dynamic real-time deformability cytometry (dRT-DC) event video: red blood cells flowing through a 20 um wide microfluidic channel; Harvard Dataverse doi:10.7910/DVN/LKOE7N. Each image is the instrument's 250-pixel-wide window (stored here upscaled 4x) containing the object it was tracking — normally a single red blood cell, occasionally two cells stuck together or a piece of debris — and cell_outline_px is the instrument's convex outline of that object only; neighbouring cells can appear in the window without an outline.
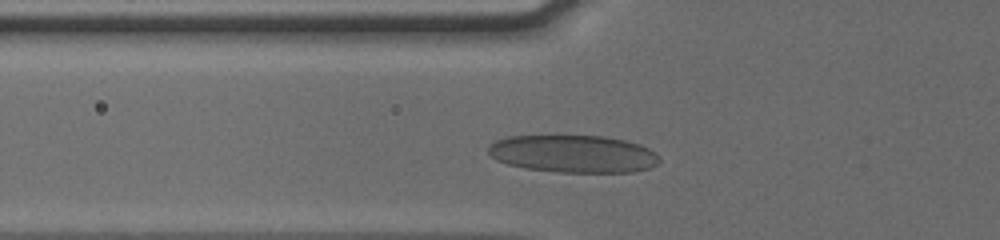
{"species": "human", "species_latin": "Homo sapiens", "temperature_condition": "cold", "stored_images_in_passage": 36, "camera_frame_rate_fps": 3000, "um_per_image_px": 0.085, "donor": {"sex": "male"}, "frame": {"image": 1, "passage_image": 10, "time_ms": 3.0, "image_size_px": [1000, 240], "cell_outline_px": [[660, 160], [656, 164], [648, 168], [632, 172], [556, 172], [524, 168], [508, 164], [496, 160], [488, 152], [488, 144], [496, 140], [508, 136], [604, 136], [624, 140], [640, 144], [656, 152], [660, 156]], "centroid_in_image_um": [48.72, 13.07], "position_along_channel_um": 77.1, "area_um2": 37.51}}
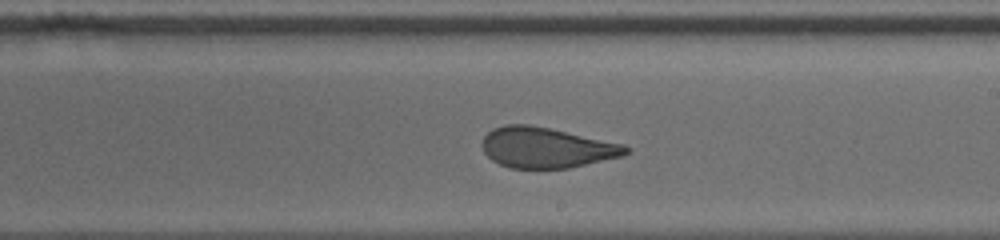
{"frame": {"image": 2, "passage_image": 23, "time_ms": 7.333, "image_size_px": [1000, 240], "cell_outline_px": [[632, 148], [628, 152], [620, 156], [568, 168], [512, 168], [500, 164], [492, 160], [484, 152], [480, 144], [484, 136], [492, 128], [504, 124], [528, 124], [548, 128], [624, 144]], "centroid_in_image_um": [46.39, 12.54], "position_along_channel_um": 242.6, "area_um2": 33.7}}
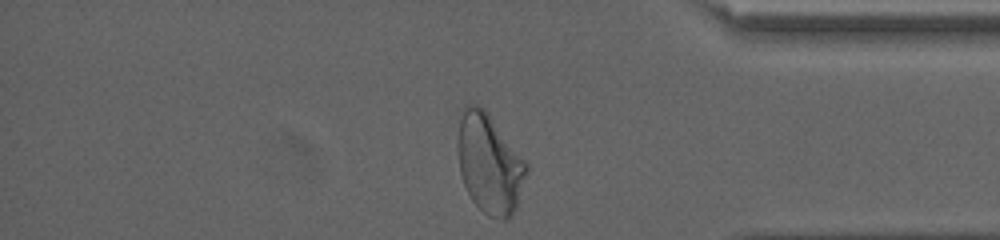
{"frame": {"image": 3, "passage_image": 36, "time_ms": 11.667, "image_size_px": [1000, 240], "cell_outline_px": [[528, 172], [516, 208], [504, 220], [488, 216], [472, 200], [464, 184], [460, 172], [456, 140], [460, 108], [464, 104], [480, 104], [488, 112], [528, 164]], "centroid_in_image_um": [41.57, 13.84], "position_along_channel_um": 393.6, "area_um2": 40.23}, "authors_computed_cell_mechanics": {"area_um2": 35.0846, "velocity_mm_per_s": 3.8143, "shape_relaxation_time_tau1_ms": null, "shape_relaxation_time_tau2_ms": 0.8785, "deformation_change_tau1": null, "deformation_change_tau2": 0.0692}}